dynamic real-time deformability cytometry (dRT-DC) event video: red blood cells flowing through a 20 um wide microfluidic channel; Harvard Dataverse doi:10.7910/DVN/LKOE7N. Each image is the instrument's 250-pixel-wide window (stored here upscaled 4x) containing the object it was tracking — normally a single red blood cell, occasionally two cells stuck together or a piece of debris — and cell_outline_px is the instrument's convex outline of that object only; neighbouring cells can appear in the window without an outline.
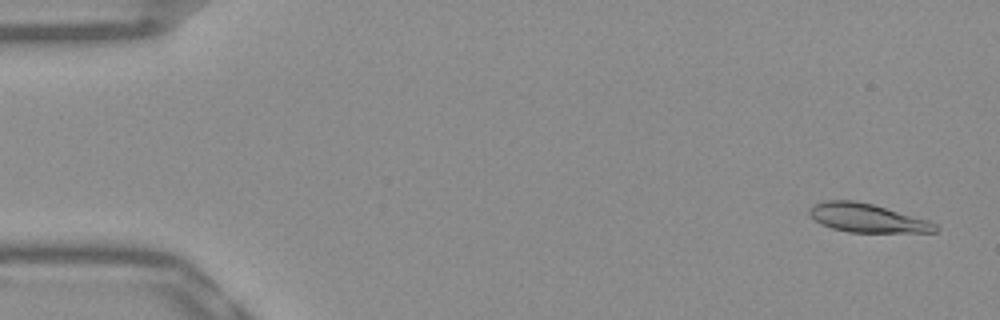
{"species": "Egyptian fruit bat (a non-hibernating species)", "species_latin": "Rousettus aegyptiacus", "temperature_condition": "warm", "stored_images_in_passage": 52, "camera_frame_rate_fps": 3000, "um_per_image_px": 0.085, "frame": {"image": 1, "passage_image": 2, "time_ms": 0.333, "image_size_px": [1000, 320], "cell_outline_px": [[940, 228], [936, 232], [848, 232], [832, 228], [820, 224], [808, 216], [808, 208], [816, 204], [828, 200], [852, 200], [872, 204], [928, 220], [936, 224]], "centroid_in_image_um": [73.68, 18.53], "position_along_channel_um": 11.3, "area_um2": 20.98}}
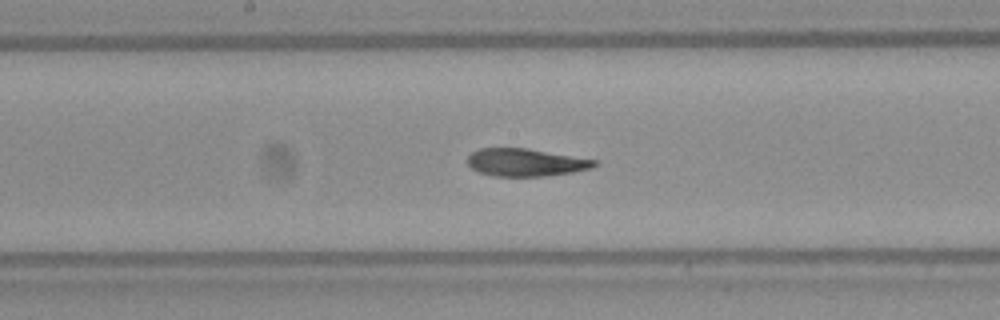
{"frame": {"image": 2, "passage_image": 27, "time_ms": 8.667, "image_size_px": [1000, 320], "cell_outline_px": [[600, 164], [592, 168], [572, 172], [544, 176], [492, 176], [476, 172], [464, 160], [472, 152], [480, 148], [528, 148], [596, 160]], "centroid_in_image_um": [44.65, 13.8], "position_along_channel_um": 203.6, "area_um2": 20.63}}
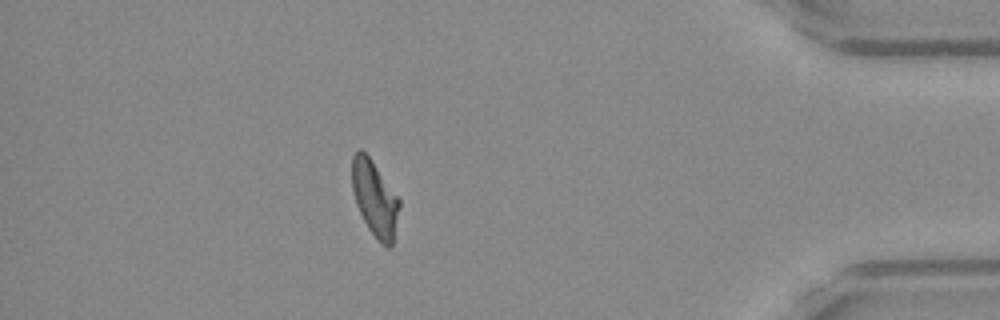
{"frame": {"image": 3, "passage_image": 46, "time_ms": 15.0, "image_size_px": [1000, 320], "cell_outline_px": [[400, 204], [392, 244], [388, 248], [380, 244], [376, 240], [368, 228], [356, 204], [352, 188], [352, 156], [360, 148], [372, 160], [400, 200]], "centroid_in_image_um": [31.85, 16.89], "position_along_channel_um": 403.4, "area_um2": 20.63}, "authors_computed_cell_mechanics": {"area_um2": 21.4438, "velocity_mm_per_s": 3.8573, "shape_relaxation_time_tau1_ms": 7.6297, "shape_relaxation_time_tau2_ms": 2.6637, "deformation_change_tau1": 0.2227, "deformation_change_tau2": 0.0909}}